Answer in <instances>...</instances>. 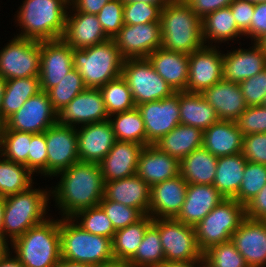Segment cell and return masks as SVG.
Here are the masks:
<instances>
[{
  "mask_svg": "<svg viewBox=\"0 0 266 267\" xmlns=\"http://www.w3.org/2000/svg\"><path fill=\"white\" fill-rule=\"evenodd\" d=\"M59 175L61 179L50 196L54 197L62 217L71 218L81 210L99 205L104 193L99 164L79 161L55 176Z\"/></svg>",
  "mask_w": 266,
  "mask_h": 267,
  "instance_id": "6da1fadb",
  "label": "cell"
},
{
  "mask_svg": "<svg viewBox=\"0 0 266 267\" xmlns=\"http://www.w3.org/2000/svg\"><path fill=\"white\" fill-rule=\"evenodd\" d=\"M161 48L190 54L205 46L202 19L184 0H171L161 11Z\"/></svg>",
  "mask_w": 266,
  "mask_h": 267,
  "instance_id": "7a4b0ae2",
  "label": "cell"
},
{
  "mask_svg": "<svg viewBox=\"0 0 266 267\" xmlns=\"http://www.w3.org/2000/svg\"><path fill=\"white\" fill-rule=\"evenodd\" d=\"M69 0H24L19 7L17 37L36 41L61 39L65 31Z\"/></svg>",
  "mask_w": 266,
  "mask_h": 267,
  "instance_id": "3957f363",
  "label": "cell"
},
{
  "mask_svg": "<svg viewBox=\"0 0 266 267\" xmlns=\"http://www.w3.org/2000/svg\"><path fill=\"white\" fill-rule=\"evenodd\" d=\"M24 267H57L61 260L60 219L47 218L12 243Z\"/></svg>",
  "mask_w": 266,
  "mask_h": 267,
  "instance_id": "277c9868",
  "label": "cell"
},
{
  "mask_svg": "<svg viewBox=\"0 0 266 267\" xmlns=\"http://www.w3.org/2000/svg\"><path fill=\"white\" fill-rule=\"evenodd\" d=\"M60 244L62 259L93 267L115 263L112 239L83 230L71 218L60 219Z\"/></svg>",
  "mask_w": 266,
  "mask_h": 267,
  "instance_id": "5b68a950",
  "label": "cell"
},
{
  "mask_svg": "<svg viewBox=\"0 0 266 267\" xmlns=\"http://www.w3.org/2000/svg\"><path fill=\"white\" fill-rule=\"evenodd\" d=\"M32 187L5 197L3 240L6 243L9 242L7 237L10 238L11 244L27 230L49 218L46 216V211L48 203L50 204L51 190L33 189Z\"/></svg>",
  "mask_w": 266,
  "mask_h": 267,
  "instance_id": "8992f818",
  "label": "cell"
},
{
  "mask_svg": "<svg viewBox=\"0 0 266 267\" xmlns=\"http://www.w3.org/2000/svg\"><path fill=\"white\" fill-rule=\"evenodd\" d=\"M74 68L83 78L87 88H100L121 76L124 58L113 39L84 49H74Z\"/></svg>",
  "mask_w": 266,
  "mask_h": 267,
  "instance_id": "52a82bcc",
  "label": "cell"
},
{
  "mask_svg": "<svg viewBox=\"0 0 266 267\" xmlns=\"http://www.w3.org/2000/svg\"><path fill=\"white\" fill-rule=\"evenodd\" d=\"M245 218V206L234 198H225L214 207L195 227L200 250L231 240Z\"/></svg>",
  "mask_w": 266,
  "mask_h": 267,
  "instance_id": "ba28073f",
  "label": "cell"
},
{
  "mask_svg": "<svg viewBox=\"0 0 266 267\" xmlns=\"http://www.w3.org/2000/svg\"><path fill=\"white\" fill-rule=\"evenodd\" d=\"M121 76L126 80L136 106L175 93L147 58L124 59Z\"/></svg>",
  "mask_w": 266,
  "mask_h": 267,
  "instance_id": "9c48e42d",
  "label": "cell"
},
{
  "mask_svg": "<svg viewBox=\"0 0 266 267\" xmlns=\"http://www.w3.org/2000/svg\"><path fill=\"white\" fill-rule=\"evenodd\" d=\"M41 41L14 36L0 50V76L6 81L40 75Z\"/></svg>",
  "mask_w": 266,
  "mask_h": 267,
  "instance_id": "30bf717a",
  "label": "cell"
},
{
  "mask_svg": "<svg viewBox=\"0 0 266 267\" xmlns=\"http://www.w3.org/2000/svg\"><path fill=\"white\" fill-rule=\"evenodd\" d=\"M159 229L165 260L197 261L203 260L193 226L186 225L175 218L153 219Z\"/></svg>",
  "mask_w": 266,
  "mask_h": 267,
  "instance_id": "8fae6325",
  "label": "cell"
},
{
  "mask_svg": "<svg viewBox=\"0 0 266 267\" xmlns=\"http://www.w3.org/2000/svg\"><path fill=\"white\" fill-rule=\"evenodd\" d=\"M57 123V112L45 91L30 97L25 104L9 117L1 131H18L32 134L45 132Z\"/></svg>",
  "mask_w": 266,
  "mask_h": 267,
  "instance_id": "7c38bea8",
  "label": "cell"
},
{
  "mask_svg": "<svg viewBox=\"0 0 266 267\" xmlns=\"http://www.w3.org/2000/svg\"><path fill=\"white\" fill-rule=\"evenodd\" d=\"M146 131V146L156 143L180 124L179 92L158 101L136 106Z\"/></svg>",
  "mask_w": 266,
  "mask_h": 267,
  "instance_id": "4fadbf2b",
  "label": "cell"
},
{
  "mask_svg": "<svg viewBox=\"0 0 266 267\" xmlns=\"http://www.w3.org/2000/svg\"><path fill=\"white\" fill-rule=\"evenodd\" d=\"M47 177H52L79 162L76 127L58 122L45 131Z\"/></svg>",
  "mask_w": 266,
  "mask_h": 267,
  "instance_id": "5bb4252c",
  "label": "cell"
},
{
  "mask_svg": "<svg viewBox=\"0 0 266 267\" xmlns=\"http://www.w3.org/2000/svg\"><path fill=\"white\" fill-rule=\"evenodd\" d=\"M161 37L160 22L124 24L113 41L124 59L147 58L161 47Z\"/></svg>",
  "mask_w": 266,
  "mask_h": 267,
  "instance_id": "9a60e30c",
  "label": "cell"
},
{
  "mask_svg": "<svg viewBox=\"0 0 266 267\" xmlns=\"http://www.w3.org/2000/svg\"><path fill=\"white\" fill-rule=\"evenodd\" d=\"M189 77L186 92L202 93L223 80V54L216 46H204L188 55Z\"/></svg>",
  "mask_w": 266,
  "mask_h": 267,
  "instance_id": "2e32d148",
  "label": "cell"
},
{
  "mask_svg": "<svg viewBox=\"0 0 266 267\" xmlns=\"http://www.w3.org/2000/svg\"><path fill=\"white\" fill-rule=\"evenodd\" d=\"M108 118L99 88H86L57 113V122L60 125H78V128L82 124L102 122Z\"/></svg>",
  "mask_w": 266,
  "mask_h": 267,
  "instance_id": "e0dca14e",
  "label": "cell"
},
{
  "mask_svg": "<svg viewBox=\"0 0 266 267\" xmlns=\"http://www.w3.org/2000/svg\"><path fill=\"white\" fill-rule=\"evenodd\" d=\"M73 68L72 47L62 38L41 41L39 79L42 91L55 87Z\"/></svg>",
  "mask_w": 266,
  "mask_h": 267,
  "instance_id": "ac0fdd59",
  "label": "cell"
},
{
  "mask_svg": "<svg viewBox=\"0 0 266 267\" xmlns=\"http://www.w3.org/2000/svg\"><path fill=\"white\" fill-rule=\"evenodd\" d=\"M76 132L81 162L99 164L116 142L109 120L85 124L79 130L76 127Z\"/></svg>",
  "mask_w": 266,
  "mask_h": 267,
  "instance_id": "d6986e66",
  "label": "cell"
},
{
  "mask_svg": "<svg viewBox=\"0 0 266 267\" xmlns=\"http://www.w3.org/2000/svg\"><path fill=\"white\" fill-rule=\"evenodd\" d=\"M231 241L243 255L248 267L266 265V222L245 217L232 234Z\"/></svg>",
  "mask_w": 266,
  "mask_h": 267,
  "instance_id": "ffe728a7",
  "label": "cell"
},
{
  "mask_svg": "<svg viewBox=\"0 0 266 267\" xmlns=\"http://www.w3.org/2000/svg\"><path fill=\"white\" fill-rule=\"evenodd\" d=\"M187 187L180 174L152 185L148 215L153 219L176 218L184 204Z\"/></svg>",
  "mask_w": 266,
  "mask_h": 267,
  "instance_id": "44dd1931",
  "label": "cell"
},
{
  "mask_svg": "<svg viewBox=\"0 0 266 267\" xmlns=\"http://www.w3.org/2000/svg\"><path fill=\"white\" fill-rule=\"evenodd\" d=\"M223 54V80L240 84L266 68V51L257 43Z\"/></svg>",
  "mask_w": 266,
  "mask_h": 267,
  "instance_id": "7402d4cb",
  "label": "cell"
},
{
  "mask_svg": "<svg viewBox=\"0 0 266 267\" xmlns=\"http://www.w3.org/2000/svg\"><path fill=\"white\" fill-rule=\"evenodd\" d=\"M143 148L142 144L116 140L109 153L99 163L104 182L135 175Z\"/></svg>",
  "mask_w": 266,
  "mask_h": 267,
  "instance_id": "603a6c76",
  "label": "cell"
},
{
  "mask_svg": "<svg viewBox=\"0 0 266 267\" xmlns=\"http://www.w3.org/2000/svg\"><path fill=\"white\" fill-rule=\"evenodd\" d=\"M71 13V15L69 14ZM62 39L74 49H84L103 43L109 38L96 15L69 10ZM74 13V14H72Z\"/></svg>",
  "mask_w": 266,
  "mask_h": 267,
  "instance_id": "cb8c5ba5",
  "label": "cell"
},
{
  "mask_svg": "<svg viewBox=\"0 0 266 267\" xmlns=\"http://www.w3.org/2000/svg\"><path fill=\"white\" fill-rule=\"evenodd\" d=\"M224 199L214 185L188 184L184 204L175 219L195 227Z\"/></svg>",
  "mask_w": 266,
  "mask_h": 267,
  "instance_id": "d4e9b609",
  "label": "cell"
},
{
  "mask_svg": "<svg viewBox=\"0 0 266 267\" xmlns=\"http://www.w3.org/2000/svg\"><path fill=\"white\" fill-rule=\"evenodd\" d=\"M151 187L137 174L119 180L104 182L102 200H113L139 209L148 215Z\"/></svg>",
  "mask_w": 266,
  "mask_h": 267,
  "instance_id": "484cf974",
  "label": "cell"
},
{
  "mask_svg": "<svg viewBox=\"0 0 266 267\" xmlns=\"http://www.w3.org/2000/svg\"><path fill=\"white\" fill-rule=\"evenodd\" d=\"M220 120L236 121L248 107L239 84L221 80L202 93Z\"/></svg>",
  "mask_w": 266,
  "mask_h": 267,
  "instance_id": "4316f807",
  "label": "cell"
},
{
  "mask_svg": "<svg viewBox=\"0 0 266 267\" xmlns=\"http://www.w3.org/2000/svg\"><path fill=\"white\" fill-rule=\"evenodd\" d=\"M136 174L151 187L180 174V163L150 144L140 153Z\"/></svg>",
  "mask_w": 266,
  "mask_h": 267,
  "instance_id": "83f0119b",
  "label": "cell"
},
{
  "mask_svg": "<svg viewBox=\"0 0 266 267\" xmlns=\"http://www.w3.org/2000/svg\"><path fill=\"white\" fill-rule=\"evenodd\" d=\"M147 59L174 92L186 91L189 77L188 54L158 48Z\"/></svg>",
  "mask_w": 266,
  "mask_h": 267,
  "instance_id": "f1b7e54d",
  "label": "cell"
},
{
  "mask_svg": "<svg viewBox=\"0 0 266 267\" xmlns=\"http://www.w3.org/2000/svg\"><path fill=\"white\" fill-rule=\"evenodd\" d=\"M242 141L235 121L219 120L203 131L202 147L219 158L241 153Z\"/></svg>",
  "mask_w": 266,
  "mask_h": 267,
  "instance_id": "f546056e",
  "label": "cell"
},
{
  "mask_svg": "<svg viewBox=\"0 0 266 267\" xmlns=\"http://www.w3.org/2000/svg\"><path fill=\"white\" fill-rule=\"evenodd\" d=\"M153 145L180 162L194 150L202 148L203 130L179 124Z\"/></svg>",
  "mask_w": 266,
  "mask_h": 267,
  "instance_id": "4dcf8cb0",
  "label": "cell"
},
{
  "mask_svg": "<svg viewBox=\"0 0 266 267\" xmlns=\"http://www.w3.org/2000/svg\"><path fill=\"white\" fill-rule=\"evenodd\" d=\"M41 90L39 76L14 78L5 81V89L0 107V124L17 112L30 97Z\"/></svg>",
  "mask_w": 266,
  "mask_h": 267,
  "instance_id": "1f68e13d",
  "label": "cell"
},
{
  "mask_svg": "<svg viewBox=\"0 0 266 267\" xmlns=\"http://www.w3.org/2000/svg\"><path fill=\"white\" fill-rule=\"evenodd\" d=\"M179 109L180 124L203 131L220 120L201 93L179 92Z\"/></svg>",
  "mask_w": 266,
  "mask_h": 267,
  "instance_id": "d6a6232c",
  "label": "cell"
},
{
  "mask_svg": "<svg viewBox=\"0 0 266 267\" xmlns=\"http://www.w3.org/2000/svg\"><path fill=\"white\" fill-rule=\"evenodd\" d=\"M217 161L205 148L196 149L179 162L180 175L187 184L213 185Z\"/></svg>",
  "mask_w": 266,
  "mask_h": 267,
  "instance_id": "836d02e7",
  "label": "cell"
},
{
  "mask_svg": "<svg viewBox=\"0 0 266 267\" xmlns=\"http://www.w3.org/2000/svg\"><path fill=\"white\" fill-rule=\"evenodd\" d=\"M247 160L241 154L219 157L213 185L225 198H234L240 188Z\"/></svg>",
  "mask_w": 266,
  "mask_h": 267,
  "instance_id": "e575fe53",
  "label": "cell"
},
{
  "mask_svg": "<svg viewBox=\"0 0 266 267\" xmlns=\"http://www.w3.org/2000/svg\"><path fill=\"white\" fill-rule=\"evenodd\" d=\"M152 223L153 218L145 215L135 224L116 230L112 239V252L115 263L125 265L135 255L146 229Z\"/></svg>",
  "mask_w": 266,
  "mask_h": 267,
  "instance_id": "d590c367",
  "label": "cell"
},
{
  "mask_svg": "<svg viewBox=\"0 0 266 267\" xmlns=\"http://www.w3.org/2000/svg\"><path fill=\"white\" fill-rule=\"evenodd\" d=\"M244 36L238 29L234 16L230 7L220 8L212 13H209L202 19V37L204 44H209L214 41L222 43ZM209 39V40H208ZM210 41V43H209Z\"/></svg>",
  "mask_w": 266,
  "mask_h": 267,
  "instance_id": "8d00e7d4",
  "label": "cell"
},
{
  "mask_svg": "<svg viewBox=\"0 0 266 267\" xmlns=\"http://www.w3.org/2000/svg\"><path fill=\"white\" fill-rule=\"evenodd\" d=\"M112 117L114 118L112 119ZM108 120L111 123L116 140L130 141L146 146L144 122L137 107L113 114L109 116Z\"/></svg>",
  "mask_w": 266,
  "mask_h": 267,
  "instance_id": "74e56055",
  "label": "cell"
},
{
  "mask_svg": "<svg viewBox=\"0 0 266 267\" xmlns=\"http://www.w3.org/2000/svg\"><path fill=\"white\" fill-rule=\"evenodd\" d=\"M165 260L159 229L152 223L145 231L135 255L125 264L126 267H156Z\"/></svg>",
  "mask_w": 266,
  "mask_h": 267,
  "instance_id": "f35d334b",
  "label": "cell"
},
{
  "mask_svg": "<svg viewBox=\"0 0 266 267\" xmlns=\"http://www.w3.org/2000/svg\"><path fill=\"white\" fill-rule=\"evenodd\" d=\"M32 175L25 165L0 155V196L7 197L28 190L34 184Z\"/></svg>",
  "mask_w": 266,
  "mask_h": 267,
  "instance_id": "ab89813d",
  "label": "cell"
},
{
  "mask_svg": "<svg viewBox=\"0 0 266 267\" xmlns=\"http://www.w3.org/2000/svg\"><path fill=\"white\" fill-rule=\"evenodd\" d=\"M99 89L108 116L136 108L132 92L122 76L107 82Z\"/></svg>",
  "mask_w": 266,
  "mask_h": 267,
  "instance_id": "60d3db41",
  "label": "cell"
},
{
  "mask_svg": "<svg viewBox=\"0 0 266 267\" xmlns=\"http://www.w3.org/2000/svg\"><path fill=\"white\" fill-rule=\"evenodd\" d=\"M86 88L83 78L76 68H73L55 87L49 89L46 93L53 109L58 113Z\"/></svg>",
  "mask_w": 266,
  "mask_h": 267,
  "instance_id": "b9f144b4",
  "label": "cell"
},
{
  "mask_svg": "<svg viewBox=\"0 0 266 267\" xmlns=\"http://www.w3.org/2000/svg\"><path fill=\"white\" fill-rule=\"evenodd\" d=\"M30 143L31 133L1 131V156L28 169Z\"/></svg>",
  "mask_w": 266,
  "mask_h": 267,
  "instance_id": "7bdbcfd3",
  "label": "cell"
},
{
  "mask_svg": "<svg viewBox=\"0 0 266 267\" xmlns=\"http://www.w3.org/2000/svg\"><path fill=\"white\" fill-rule=\"evenodd\" d=\"M71 219L77 221L83 230L95 235L113 239L116 232L112 222L99 205L81 210Z\"/></svg>",
  "mask_w": 266,
  "mask_h": 267,
  "instance_id": "ee69618b",
  "label": "cell"
},
{
  "mask_svg": "<svg viewBox=\"0 0 266 267\" xmlns=\"http://www.w3.org/2000/svg\"><path fill=\"white\" fill-rule=\"evenodd\" d=\"M266 185V165L247 161L236 201L244 206Z\"/></svg>",
  "mask_w": 266,
  "mask_h": 267,
  "instance_id": "f6af8a7d",
  "label": "cell"
},
{
  "mask_svg": "<svg viewBox=\"0 0 266 267\" xmlns=\"http://www.w3.org/2000/svg\"><path fill=\"white\" fill-rule=\"evenodd\" d=\"M203 260L208 267H248L231 240L210 247L203 253Z\"/></svg>",
  "mask_w": 266,
  "mask_h": 267,
  "instance_id": "bcb514c9",
  "label": "cell"
},
{
  "mask_svg": "<svg viewBox=\"0 0 266 267\" xmlns=\"http://www.w3.org/2000/svg\"><path fill=\"white\" fill-rule=\"evenodd\" d=\"M99 206L110 219L115 230L135 224L145 216L139 209L123 205L113 200H101Z\"/></svg>",
  "mask_w": 266,
  "mask_h": 267,
  "instance_id": "7dc6e473",
  "label": "cell"
},
{
  "mask_svg": "<svg viewBox=\"0 0 266 267\" xmlns=\"http://www.w3.org/2000/svg\"><path fill=\"white\" fill-rule=\"evenodd\" d=\"M164 7L165 5H151L145 2L124 3V24L160 22L161 11Z\"/></svg>",
  "mask_w": 266,
  "mask_h": 267,
  "instance_id": "c3c4849f",
  "label": "cell"
},
{
  "mask_svg": "<svg viewBox=\"0 0 266 267\" xmlns=\"http://www.w3.org/2000/svg\"><path fill=\"white\" fill-rule=\"evenodd\" d=\"M123 9L124 2L122 0H110L96 15L109 39H113L124 25Z\"/></svg>",
  "mask_w": 266,
  "mask_h": 267,
  "instance_id": "681fc988",
  "label": "cell"
},
{
  "mask_svg": "<svg viewBox=\"0 0 266 267\" xmlns=\"http://www.w3.org/2000/svg\"><path fill=\"white\" fill-rule=\"evenodd\" d=\"M242 135L266 133V108L251 106L235 121Z\"/></svg>",
  "mask_w": 266,
  "mask_h": 267,
  "instance_id": "f907efd6",
  "label": "cell"
},
{
  "mask_svg": "<svg viewBox=\"0 0 266 267\" xmlns=\"http://www.w3.org/2000/svg\"><path fill=\"white\" fill-rule=\"evenodd\" d=\"M47 146L45 132L32 134L28 154V170L34 174L41 173L47 176Z\"/></svg>",
  "mask_w": 266,
  "mask_h": 267,
  "instance_id": "816d5d0a",
  "label": "cell"
},
{
  "mask_svg": "<svg viewBox=\"0 0 266 267\" xmlns=\"http://www.w3.org/2000/svg\"><path fill=\"white\" fill-rule=\"evenodd\" d=\"M248 107L261 106L266 97V68L239 84Z\"/></svg>",
  "mask_w": 266,
  "mask_h": 267,
  "instance_id": "f5cc1de1",
  "label": "cell"
},
{
  "mask_svg": "<svg viewBox=\"0 0 266 267\" xmlns=\"http://www.w3.org/2000/svg\"><path fill=\"white\" fill-rule=\"evenodd\" d=\"M241 154L249 162L266 165V133L244 135Z\"/></svg>",
  "mask_w": 266,
  "mask_h": 267,
  "instance_id": "db71d44e",
  "label": "cell"
},
{
  "mask_svg": "<svg viewBox=\"0 0 266 267\" xmlns=\"http://www.w3.org/2000/svg\"><path fill=\"white\" fill-rule=\"evenodd\" d=\"M238 29L245 34L250 29L254 13V2L246 0H234L229 5Z\"/></svg>",
  "mask_w": 266,
  "mask_h": 267,
  "instance_id": "11a10c76",
  "label": "cell"
},
{
  "mask_svg": "<svg viewBox=\"0 0 266 267\" xmlns=\"http://www.w3.org/2000/svg\"><path fill=\"white\" fill-rule=\"evenodd\" d=\"M266 35V2L254 3L250 29L244 36L250 37L253 42H258ZM254 39V40H253Z\"/></svg>",
  "mask_w": 266,
  "mask_h": 267,
  "instance_id": "9f6ffc18",
  "label": "cell"
},
{
  "mask_svg": "<svg viewBox=\"0 0 266 267\" xmlns=\"http://www.w3.org/2000/svg\"><path fill=\"white\" fill-rule=\"evenodd\" d=\"M193 12L203 19L209 13L228 7L234 0H184Z\"/></svg>",
  "mask_w": 266,
  "mask_h": 267,
  "instance_id": "6f0895ef",
  "label": "cell"
},
{
  "mask_svg": "<svg viewBox=\"0 0 266 267\" xmlns=\"http://www.w3.org/2000/svg\"><path fill=\"white\" fill-rule=\"evenodd\" d=\"M245 217L253 220L266 218V185L245 205Z\"/></svg>",
  "mask_w": 266,
  "mask_h": 267,
  "instance_id": "680465c9",
  "label": "cell"
},
{
  "mask_svg": "<svg viewBox=\"0 0 266 267\" xmlns=\"http://www.w3.org/2000/svg\"><path fill=\"white\" fill-rule=\"evenodd\" d=\"M110 0H69L71 11L97 15L101 8Z\"/></svg>",
  "mask_w": 266,
  "mask_h": 267,
  "instance_id": "91938a15",
  "label": "cell"
},
{
  "mask_svg": "<svg viewBox=\"0 0 266 267\" xmlns=\"http://www.w3.org/2000/svg\"><path fill=\"white\" fill-rule=\"evenodd\" d=\"M204 264V260L197 261H169L164 260L160 265L156 267H201Z\"/></svg>",
  "mask_w": 266,
  "mask_h": 267,
  "instance_id": "94428289",
  "label": "cell"
},
{
  "mask_svg": "<svg viewBox=\"0 0 266 267\" xmlns=\"http://www.w3.org/2000/svg\"><path fill=\"white\" fill-rule=\"evenodd\" d=\"M10 248L0 257V267H24L16 256H11Z\"/></svg>",
  "mask_w": 266,
  "mask_h": 267,
  "instance_id": "6125c7cd",
  "label": "cell"
},
{
  "mask_svg": "<svg viewBox=\"0 0 266 267\" xmlns=\"http://www.w3.org/2000/svg\"><path fill=\"white\" fill-rule=\"evenodd\" d=\"M57 267H93V266L89 264L74 262V261L65 260L61 258Z\"/></svg>",
  "mask_w": 266,
  "mask_h": 267,
  "instance_id": "be15d7a7",
  "label": "cell"
},
{
  "mask_svg": "<svg viewBox=\"0 0 266 267\" xmlns=\"http://www.w3.org/2000/svg\"><path fill=\"white\" fill-rule=\"evenodd\" d=\"M124 3L145 2L151 5H167L171 0H122Z\"/></svg>",
  "mask_w": 266,
  "mask_h": 267,
  "instance_id": "e7e4bbea",
  "label": "cell"
},
{
  "mask_svg": "<svg viewBox=\"0 0 266 267\" xmlns=\"http://www.w3.org/2000/svg\"><path fill=\"white\" fill-rule=\"evenodd\" d=\"M5 209V197L0 196V240H3V215Z\"/></svg>",
  "mask_w": 266,
  "mask_h": 267,
  "instance_id": "03108f58",
  "label": "cell"
},
{
  "mask_svg": "<svg viewBox=\"0 0 266 267\" xmlns=\"http://www.w3.org/2000/svg\"><path fill=\"white\" fill-rule=\"evenodd\" d=\"M4 89H5V80L0 76V107L2 105Z\"/></svg>",
  "mask_w": 266,
  "mask_h": 267,
  "instance_id": "003e7915",
  "label": "cell"
},
{
  "mask_svg": "<svg viewBox=\"0 0 266 267\" xmlns=\"http://www.w3.org/2000/svg\"><path fill=\"white\" fill-rule=\"evenodd\" d=\"M9 246L4 240H0V257L8 250Z\"/></svg>",
  "mask_w": 266,
  "mask_h": 267,
  "instance_id": "a7ac6f4b",
  "label": "cell"
},
{
  "mask_svg": "<svg viewBox=\"0 0 266 267\" xmlns=\"http://www.w3.org/2000/svg\"><path fill=\"white\" fill-rule=\"evenodd\" d=\"M266 51V35L257 42Z\"/></svg>",
  "mask_w": 266,
  "mask_h": 267,
  "instance_id": "89a4df30",
  "label": "cell"
},
{
  "mask_svg": "<svg viewBox=\"0 0 266 267\" xmlns=\"http://www.w3.org/2000/svg\"><path fill=\"white\" fill-rule=\"evenodd\" d=\"M102 267H126V266L123 264L113 263V264L102 266Z\"/></svg>",
  "mask_w": 266,
  "mask_h": 267,
  "instance_id": "2644e50d",
  "label": "cell"
},
{
  "mask_svg": "<svg viewBox=\"0 0 266 267\" xmlns=\"http://www.w3.org/2000/svg\"><path fill=\"white\" fill-rule=\"evenodd\" d=\"M254 3H259V2H266V0H246Z\"/></svg>",
  "mask_w": 266,
  "mask_h": 267,
  "instance_id": "8c879c8a",
  "label": "cell"
},
{
  "mask_svg": "<svg viewBox=\"0 0 266 267\" xmlns=\"http://www.w3.org/2000/svg\"><path fill=\"white\" fill-rule=\"evenodd\" d=\"M2 124H0V155H1V129H2Z\"/></svg>",
  "mask_w": 266,
  "mask_h": 267,
  "instance_id": "753ad0ef",
  "label": "cell"
},
{
  "mask_svg": "<svg viewBox=\"0 0 266 267\" xmlns=\"http://www.w3.org/2000/svg\"><path fill=\"white\" fill-rule=\"evenodd\" d=\"M262 106H264V107L266 108V97H265V99H264V101H263Z\"/></svg>",
  "mask_w": 266,
  "mask_h": 267,
  "instance_id": "34e18365",
  "label": "cell"
}]
</instances>
